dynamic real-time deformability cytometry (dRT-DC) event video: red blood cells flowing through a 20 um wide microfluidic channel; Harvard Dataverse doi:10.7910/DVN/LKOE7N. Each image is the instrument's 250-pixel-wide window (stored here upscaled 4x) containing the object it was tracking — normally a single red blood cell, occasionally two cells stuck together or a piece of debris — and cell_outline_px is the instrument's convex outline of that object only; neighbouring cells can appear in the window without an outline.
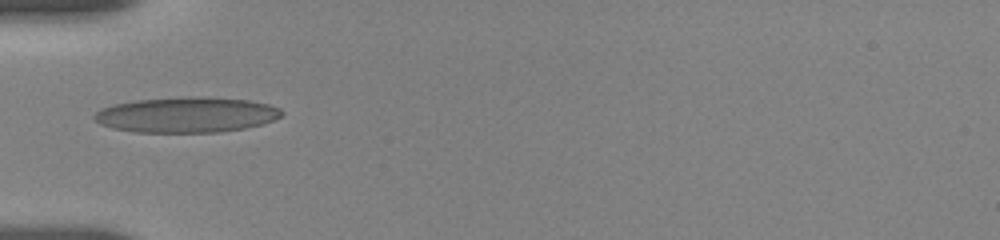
{"species": "human", "species_latin": "Homo sapiens", "temperature_condition": "room temperature", "stored_images_in_passage": 10, "camera_frame_rate_fps": 3000, "um_per_image_px": 0.085, "donor": {"sex": "female"}, "frame": {"image": 1, "passage_image": 1, "time_ms": 0.0, "image_size_px": [1000, 240], "cell_outline_px": [[284, 112], [280, 116], [264, 124], [244, 128], [216, 132], [136, 132], [112, 128], [100, 124], [92, 116], [100, 108], [112, 104], [136, 100], [180, 96], [204, 96], [248, 100], [268, 104], [280, 108]], "centroid_in_image_um": [15.83, 9.74], "position_along_channel_um": 69.2, "area_um2": 38.96}}
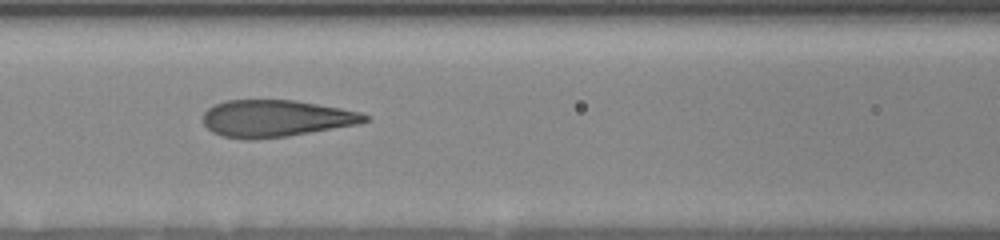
{"frame": {"image": 2, "passage_image": 5, "time_ms": 2.0, "image_size_px": [1000, 240], "cell_outline_px": [[368, 120], [360, 124], [288, 136], [252, 140], [248, 140], [224, 136], [212, 132], [204, 124], [204, 112], [208, 108], [224, 100], [292, 100], [340, 108], [360, 112], [368, 116]], "centroid_in_image_um": [23.44, 10.07], "position_along_channel_um": 143.2, "area_um2": 34.68}}
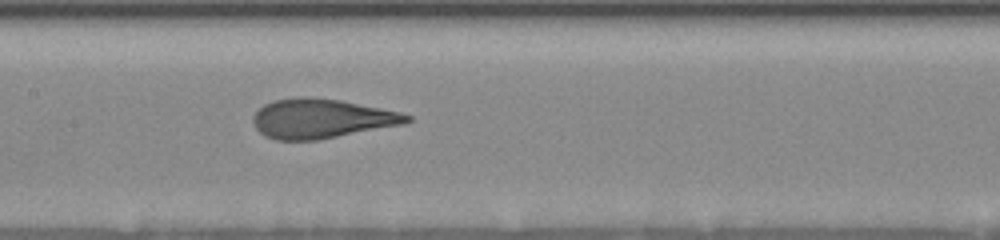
{"frame": {"image": 3, "passage_image": 9, "time_ms": 3.0, "image_size_px": [1000, 240], "cell_outline_px": [[412, 120], [404, 124], [320, 140], [276, 140], [264, 136], [256, 128], [252, 120], [252, 116], [264, 104], [272, 100], [300, 96], [340, 100], [400, 112], [412, 116]], "centroid_in_image_um": [27.3, 10.09], "position_along_channel_um": 180.1, "area_um2": 35.43}}